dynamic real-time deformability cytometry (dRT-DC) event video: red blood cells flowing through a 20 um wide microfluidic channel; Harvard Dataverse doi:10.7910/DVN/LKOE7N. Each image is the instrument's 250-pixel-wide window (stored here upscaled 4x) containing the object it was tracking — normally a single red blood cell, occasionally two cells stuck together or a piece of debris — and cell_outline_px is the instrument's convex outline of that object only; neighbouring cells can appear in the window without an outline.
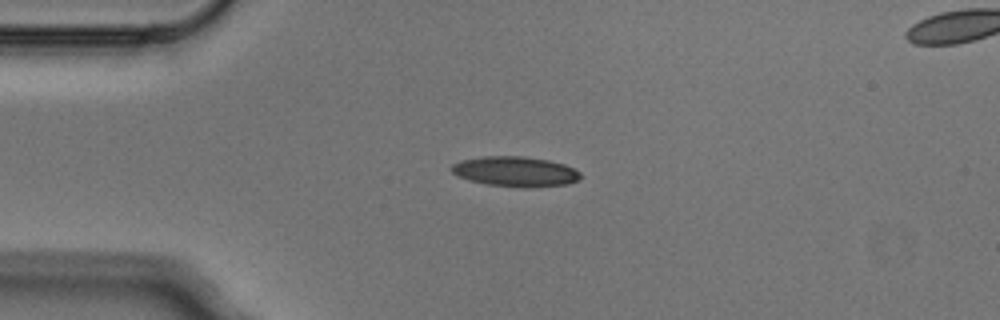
{"species": "Egyptian fruit bat (a non-hibernating species)", "species_latin": "Rousettus aegyptiacus", "temperature_condition": "cold", "stored_images_in_passage": 4, "segment_of_instrument_passage": [1, 2], "camera_frame_rate_fps": 3000, "um_per_image_px": 0.085, "animal": {"sex": "male"}, "frame": {"image": 1, "passage_image": 3, "time_ms": 0.667, "image_size_px": [1000, 320], "cell_outline_px": [[580, 180], [568, 184], [524, 188], [488, 184], [468, 180], [456, 176], [452, 172], [452, 164], [460, 160], [484, 156], [524, 156], [548, 160], [564, 164], [580, 172]], "centroid_in_image_um": [43.79, 14.58], "position_along_channel_um": 41.2, "area_um2": 22.66}}